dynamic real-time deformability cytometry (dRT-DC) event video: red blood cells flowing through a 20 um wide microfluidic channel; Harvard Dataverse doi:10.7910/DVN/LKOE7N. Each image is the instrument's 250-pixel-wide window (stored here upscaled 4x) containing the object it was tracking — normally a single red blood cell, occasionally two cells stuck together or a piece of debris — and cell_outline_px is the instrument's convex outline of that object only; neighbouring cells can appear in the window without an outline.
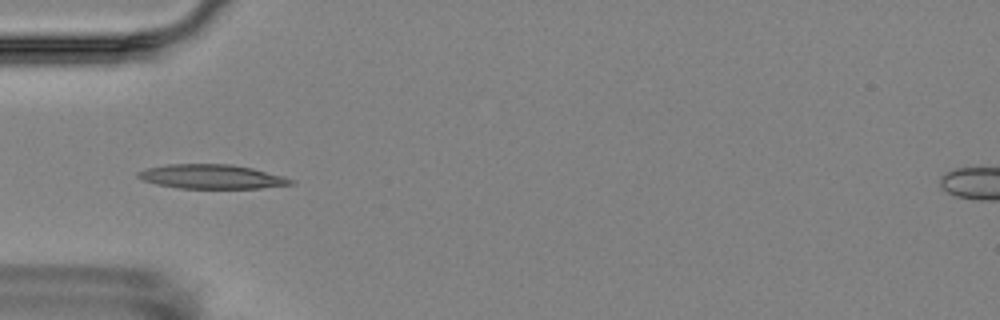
{"species": "Egyptian fruit bat (a non-hibernating species)", "species_latin": "Rousettus aegyptiacus", "temperature_condition": "room temperature", "stored_images_in_passage": 8, "camera_frame_rate_fps": 3000, "um_per_image_px": 0.085, "animal": {"sex": "female"}, "frame": {"image": 1, "passage_image": 4, "time_ms": 3.667, "image_size_px": [1000, 320], "cell_outline_px": [[296, 184], [260, 188], [180, 188], [156, 184], [144, 180], [136, 176], [136, 172], [144, 168], [168, 164], [232, 164], [252, 168], [284, 176], [296, 180]], "centroid_in_image_um": [18.01, 15.01], "position_along_channel_um": 67.0, "area_um2": 21.73}}
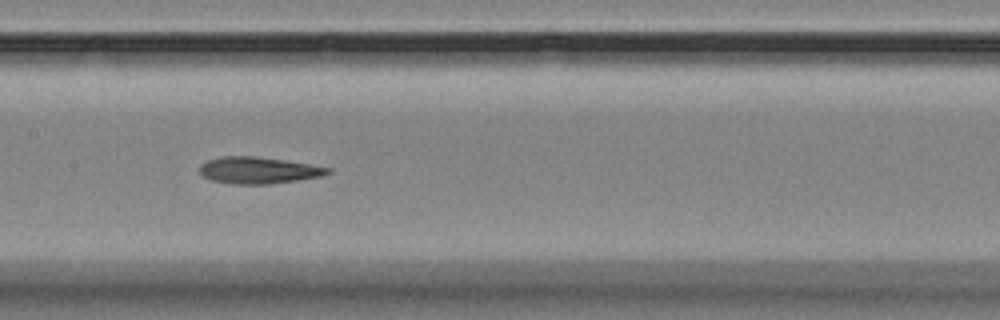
{"frame": {"image": 2, "passage_image": 7, "time_ms": 7.0, "image_size_px": [1000, 320], "cell_outline_px": [[332, 172], [320, 176], [296, 180], [268, 184], [232, 184], [212, 180], [200, 176], [200, 164], [208, 160], [224, 156], [252, 156], [308, 164], [332, 168]], "centroid_in_image_um": [21.92, 14.48], "position_along_channel_um": 185.5, "area_um2": 19.65}}
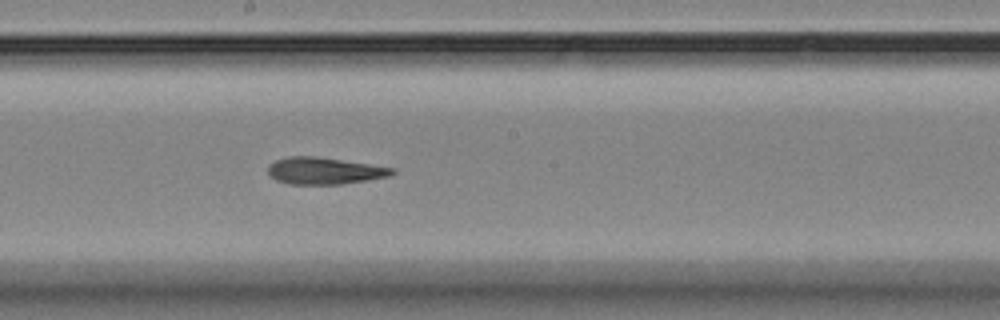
{"frame": {"image": 3, "passage_image": 8, "time_ms": 8.0, "image_size_px": [1000, 320], "cell_outline_px": [[396, 172], [388, 176], [368, 180], [344, 184], [288, 184], [276, 180], [268, 176], [268, 164], [276, 160], [288, 156], [312, 156], [396, 168]], "centroid_in_image_um": [27.53, 14.53], "position_along_channel_um": 220.7, "area_um2": 19.42}}